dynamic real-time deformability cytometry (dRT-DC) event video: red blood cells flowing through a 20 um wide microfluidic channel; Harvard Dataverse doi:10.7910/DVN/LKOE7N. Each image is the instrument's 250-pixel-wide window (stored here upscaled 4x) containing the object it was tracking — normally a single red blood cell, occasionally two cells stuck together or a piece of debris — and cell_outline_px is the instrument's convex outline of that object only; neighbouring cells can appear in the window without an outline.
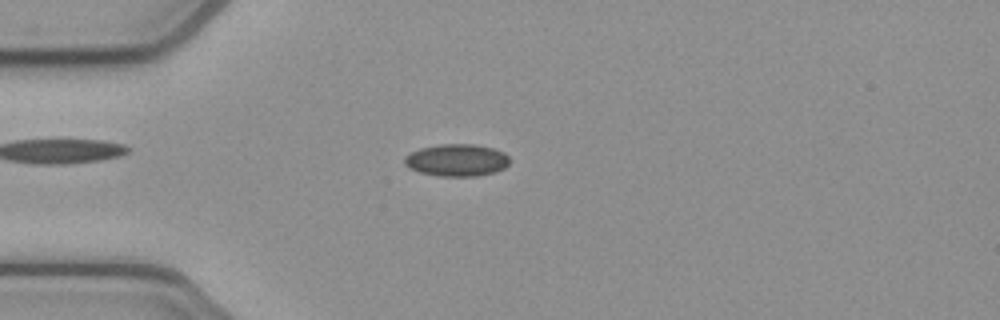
{"species": "common noctule bat (a hibernating species)", "species_latin": "Nyctalus noctula", "temperature_condition": "cold", "stored_images_in_passage": 43, "camera_frame_rate_fps": 3000, "um_per_image_px": 0.085, "animal": {"sex": "female", "body_mass_g": 21.9}, "frame": {"image": 1, "passage_image": 4, "time_ms": 1.0, "image_size_px": [1000, 320], "cell_outline_px": [[508, 164], [504, 168], [492, 172], [476, 176], [440, 176], [420, 172], [404, 164], [404, 156], [420, 148], [440, 144], [472, 144], [492, 148], [504, 152], [508, 156]], "centroid_in_image_um": [38.81, 13.6], "position_along_channel_um": 46.2, "area_um2": 19.48}}
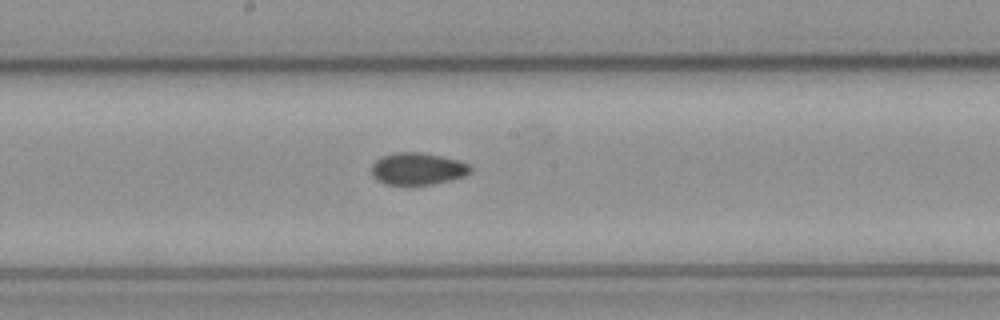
{"frame": {"image": 2, "passage_image": 18, "time_ms": 5.667, "image_size_px": [1000, 320], "cell_outline_px": [[472, 168], [464, 176], [432, 184], [388, 184], [376, 180], [372, 176], [372, 164], [376, 160], [384, 156], [396, 152], [420, 152], [440, 156], [456, 160], [468, 164]], "centroid_in_image_um": [35.46, 14.34], "position_along_channel_um": 212.7, "area_um2": 18.09}}
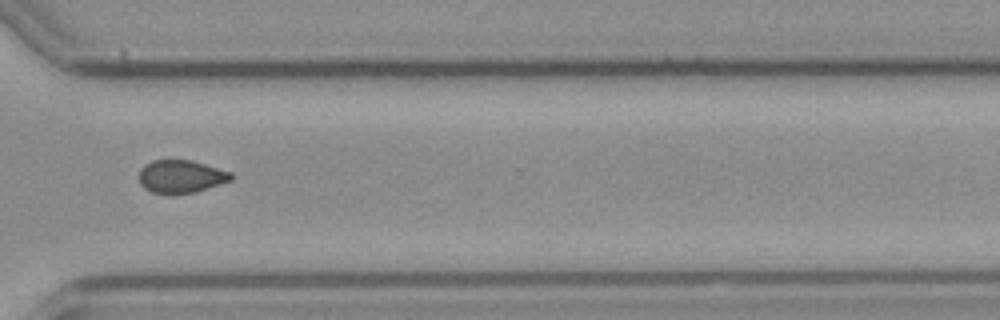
{"frame": {"image": 3, "passage_image": 29, "time_ms": 9.333, "image_size_px": [1000, 320], "cell_outline_px": [[232, 180], [196, 192], [152, 192], [144, 188], [140, 184], [140, 168], [144, 164], [152, 160], [192, 160], [232, 172]], "centroid_in_image_um": [15.39, 14.97], "position_along_channel_um": 355.2, "area_um2": 17.4}, "authors_computed_cell_mechanics": {"area_um2": 18.3226, "velocity_mm_per_s": 3.8955, "shape_relaxation_time_tau1_ms": null, "shape_relaxation_time_tau2_ms": 4.1729, "deformation_change_tau1": null, "deformation_change_tau2": 0.0779}}